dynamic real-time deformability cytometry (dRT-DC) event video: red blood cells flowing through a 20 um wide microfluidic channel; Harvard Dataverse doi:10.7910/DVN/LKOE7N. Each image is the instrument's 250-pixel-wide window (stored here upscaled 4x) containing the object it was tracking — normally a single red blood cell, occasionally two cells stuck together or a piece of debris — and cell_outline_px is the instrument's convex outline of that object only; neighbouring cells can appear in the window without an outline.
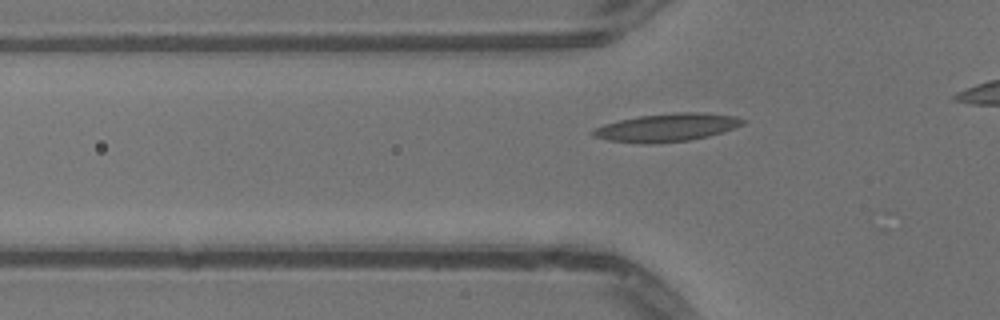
{"species": "common noctule bat (a hibernating species)", "species_latin": "Nyctalus noctula", "temperature_condition": "warm", "stored_images_in_passage": 38, "camera_frame_rate_fps": 3000, "um_per_image_px": 0.085, "animal": {"sex": "male", "body_mass_g": 13.3}, "frame": {"image": 1, "passage_image": 13, "time_ms": 4.0, "image_size_px": [1000, 320], "cell_outline_px": [[748, 120], [744, 124], [724, 132], [692, 140], [652, 144], [640, 144], [608, 140], [592, 136], [588, 132], [604, 124], [620, 120], [640, 116], [676, 112], [700, 112], [736, 116]], "centroid_in_image_um": [56.7, 10.85], "position_along_channel_um": 69.1, "area_um2": 24.74}}
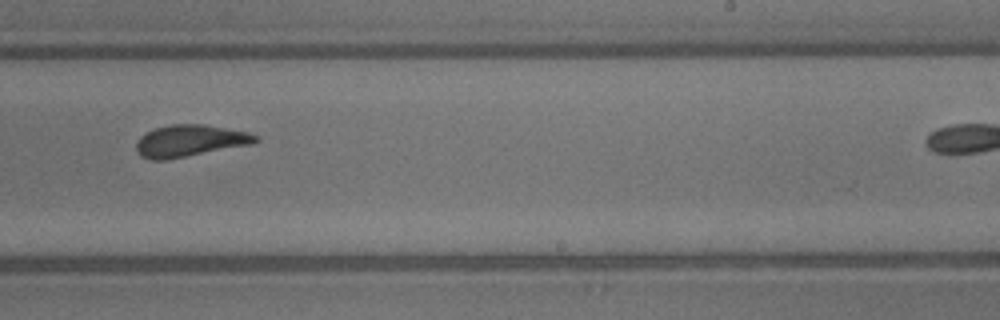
{"frame": {"image": 2, "passage_image": 28, "time_ms": 9.0, "image_size_px": [1000, 320], "cell_outline_px": [[260, 140], [256, 144], [168, 160], [152, 160], [140, 156], [136, 152], [136, 144], [140, 136], [156, 128], [172, 124], [204, 124], [248, 132], [256, 136]], "centroid_in_image_um": [16.17, 11.99], "position_along_channel_um": 272.8, "area_um2": 22.43}}
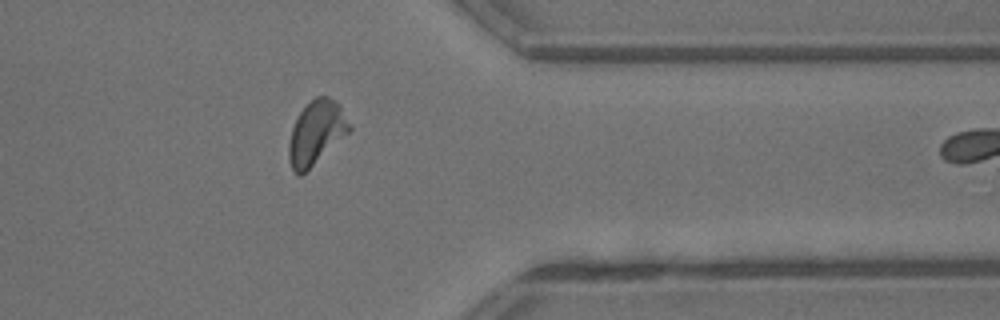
{"frame": {"image": 3, "passage_image": 37, "time_ms": 12.0, "image_size_px": [1000, 320], "cell_outline_px": [[352, 128], [348, 132], [300, 176], [296, 176], [292, 168], [288, 156], [288, 144], [292, 128], [300, 112], [316, 96], [328, 96], [336, 100], [340, 104]], "centroid_in_image_um": [26.87, 11.25], "position_along_channel_um": 384.5, "area_um2": 22.02}}